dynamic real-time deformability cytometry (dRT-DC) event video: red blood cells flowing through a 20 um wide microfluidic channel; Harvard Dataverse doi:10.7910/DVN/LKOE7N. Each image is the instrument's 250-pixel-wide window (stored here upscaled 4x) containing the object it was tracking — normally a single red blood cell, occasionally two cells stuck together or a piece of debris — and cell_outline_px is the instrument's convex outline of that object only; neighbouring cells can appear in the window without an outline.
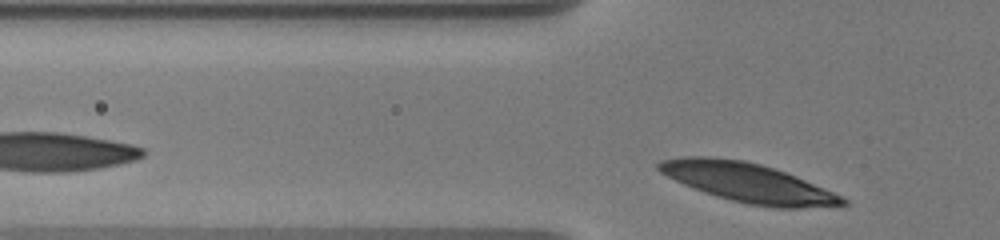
{"species": "human", "species_latin": "Homo sapiens", "temperature_condition": "warm", "stored_images_in_passage": 4, "segment_of_instrument_passage": [2, 2], "camera_frame_rate_fps": 3000, "um_per_image_px": 0.085, "donor": {"sex": "male"}, "frame": {"image": 1, "passage_image": 4, "time_ms": 1.667, "image_size_px": [1000, 240], "cell_outline_px": [[848, 204], [800, 208], [776, 208], [748, 204], [716, 196], [704, 192], [684, 184], [660, 172], [656, 168], [656, 164], [660, 160], [684, 156], [708, 156], [744, 160], [760, 164], [796, 176], [832, 192], [848, 200]], "centroid_in_image_um": [63.53, 15.51], "position_along_channel_um": 62.3, "area_um2": 41.5}}